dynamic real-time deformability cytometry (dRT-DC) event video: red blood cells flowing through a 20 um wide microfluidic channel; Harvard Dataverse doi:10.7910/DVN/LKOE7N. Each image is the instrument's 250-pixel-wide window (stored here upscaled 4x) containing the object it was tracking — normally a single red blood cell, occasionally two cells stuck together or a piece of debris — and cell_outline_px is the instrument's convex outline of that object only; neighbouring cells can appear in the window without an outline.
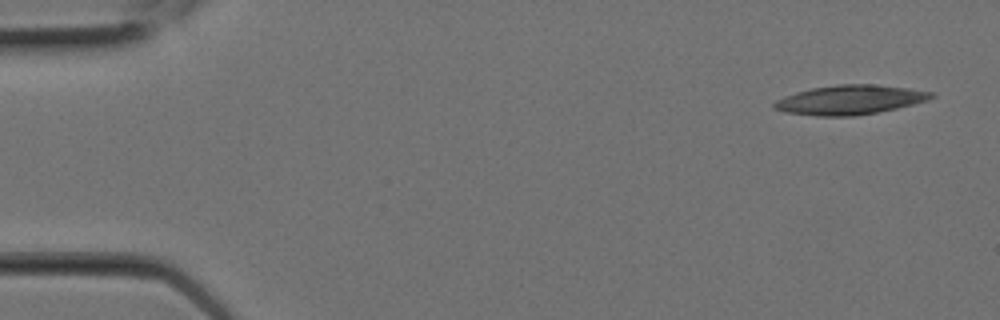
{"species": "Egyptian fruit bat (a non-hibernating species)", "species_latin": "Rousettus aegyptiacus", "temperature_condition": "room temperature", "stored_images_in_passage": 6, "camera_frame_rate_fps": 3000, "um_per_image_px": 0.085, "animal": {"sex": "female"}, "frame": {"image": 1, "passage_image": 1, "time_ms": 0.0, "image_size_px": [1000, 320], "cell_outline_px": [[936, 96], [928, 100], [896, 108], [876, 112], [852, 116], [816, 116], [784, 112], [772, 108], [772, 104], [776, 100], [784, 96], [796, 92], [812, 88], [836, 84], [872, 84], [908, 88], [936, 92]], "centroid_in_image_um": [72.23, 8.48], "position_along_channel_um": 12.8, "area_um2": 26.93}}
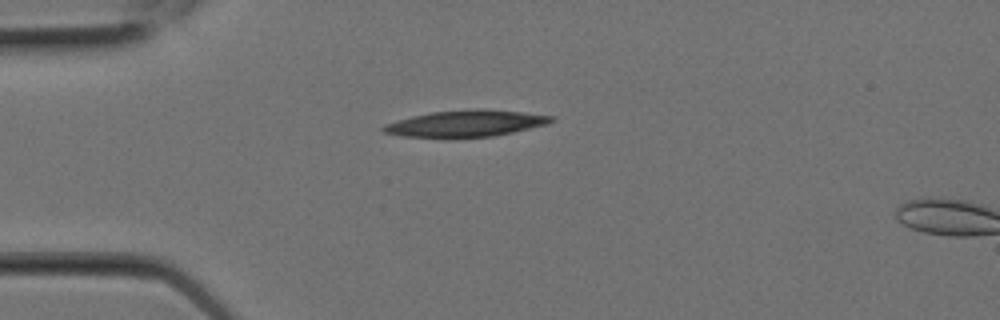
{"frame": {"image": 2, "passage_image": 5, "time_ms": 1.333, "image_size_px": [1000, 320], "cell_outline_px": [[556, 120], [548, 124], [496, 136], [448, 140], [400, 136], [384, 132], [380, 128], [384, 124], [396, 120], [412, 116], [432, 112], [476, 108], [480, 108], [520, 112], [556, 116]], "centroid_in_image_um": [39.56, 10.53], "position_along_channel_um": 45.4, "area_um2": 26.99}}